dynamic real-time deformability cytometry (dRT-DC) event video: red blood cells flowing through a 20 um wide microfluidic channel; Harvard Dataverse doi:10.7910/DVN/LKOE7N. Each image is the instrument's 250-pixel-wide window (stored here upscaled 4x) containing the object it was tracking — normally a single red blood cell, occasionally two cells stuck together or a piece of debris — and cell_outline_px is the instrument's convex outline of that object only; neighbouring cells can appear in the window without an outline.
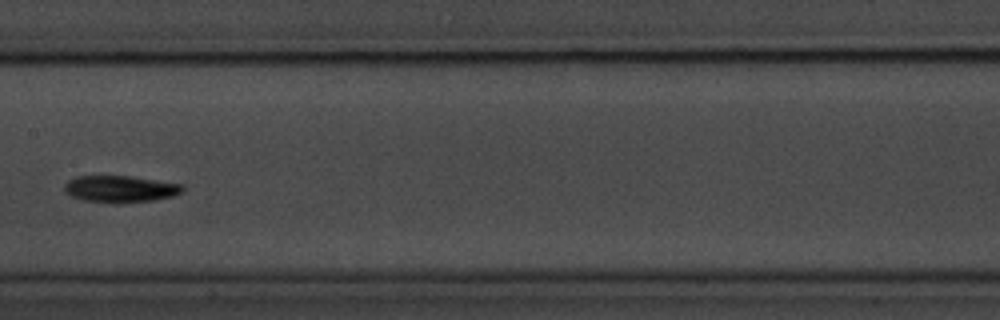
{"species": "common noctule bat (a hibernating species)", "species_latin": "Nyctalus noctula", "temperature_condition": "room temperature", "stored_images_in_passage": 9, "camera_frame_rate_fps": 3000, "um_per_image_px": 0.085, "animal": {"sex": "male", "body_mass_g": 20.1, "forearm_length_mm": 53.5}, "frame": {"image": 1, "passage_image": 6, "time_ms": 6.0, "image_size_px": [1000, 320], "cell_outline_px": [[184, 188], [180, 192], [172, 196], [152, 200], [84, 200], [72, 196], [64, 192], [64, 184], [68, 180], [76, 176], [128, 176], [184, 184]], "centroid_in_image_um": [10.2, 16.0], "position_along_channel_um": 197.2, "area_um2": 17.46}}